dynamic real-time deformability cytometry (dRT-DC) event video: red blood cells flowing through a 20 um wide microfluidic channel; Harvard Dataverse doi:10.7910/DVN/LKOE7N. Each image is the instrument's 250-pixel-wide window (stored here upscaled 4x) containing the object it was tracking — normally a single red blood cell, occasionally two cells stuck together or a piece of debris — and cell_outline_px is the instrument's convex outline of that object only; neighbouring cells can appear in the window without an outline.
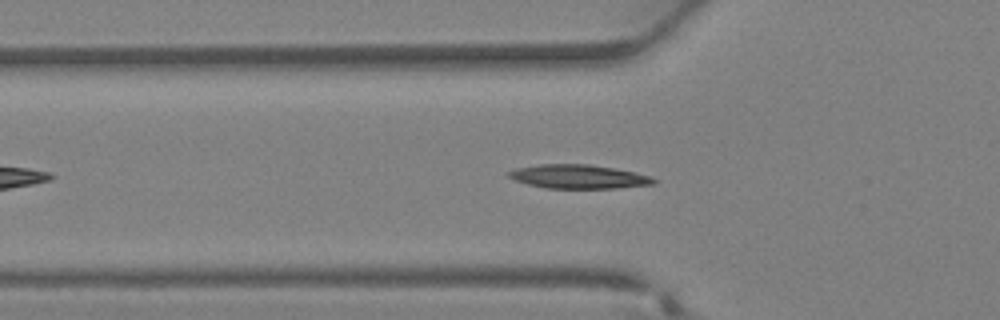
{"species": "Egyptian fruit bat (a non-hibernating species)", "species_latin": "Rousettus aegyptiacus", "temperature_condition": "warm", "stored_images_in_passage": 26, "camera_frame_rate_fps": 3000, "um_per_image_px": 0.085, "animal": {"sex": "female"}, "frame": {"image": 1, "passage_image": 5, "time_ms": 1.333, "image_size_px": [1000, 320], "cell_outline_px": [[656, 184], [616, 188], [544, 188], [528, 184], [516, 180], [508, 176], [508, 172], [516, 168], [540, 164], [588, 164], [612, 168], [652, 176], [656, 180]], "centroid_in_image_um": [49.18, 15.02], "position_along_channel_um": 76.6, "area_um2": 20.0}}
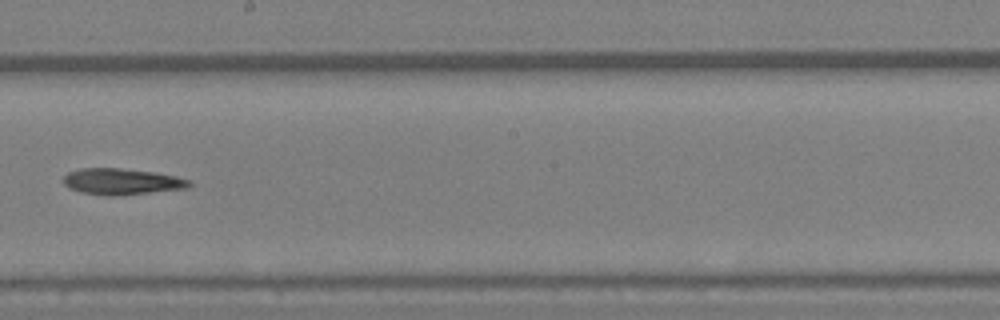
{"frame": {"image": 2, "passage_image": 14, "time_ms": 4.333, "image_size_px": [1000, 320], "cell_outline_px": [[192, 184], [188, 188], [116, 196], [112, 196], [80, 192], [68, 188], [64, 184], [64, 176], [68, 172], [80, 168], [120, 168], [156, 172], [176, 176], [192, 180]], "centroid_in_image_um": [10.37, 15.43], "position_along_channel_um": 237.8, "area_um2": 19.36}}
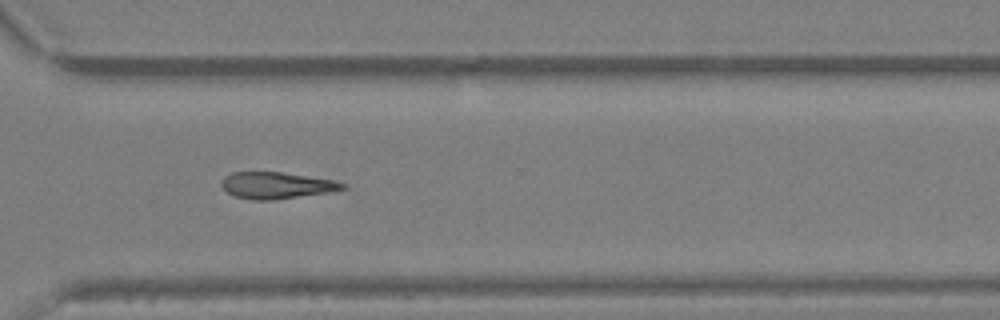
{"frame": {"image": 3, "passage_image": 20, "time_ms": 6.333, "image_size_px": [1000, 320], "cell_outline_px": [[348, 188], [332, 192], [272, 200], [252, 200], [236, 196], [228, 192], [220, 184], [220, 180], [224, 176], [232, 172], [280, 172], [332, 180], [348, 184]], "centroid_in_image_um": [23.52, 15.76], "position_along_channel_um": 347.1, "area_um2": 18.79}}